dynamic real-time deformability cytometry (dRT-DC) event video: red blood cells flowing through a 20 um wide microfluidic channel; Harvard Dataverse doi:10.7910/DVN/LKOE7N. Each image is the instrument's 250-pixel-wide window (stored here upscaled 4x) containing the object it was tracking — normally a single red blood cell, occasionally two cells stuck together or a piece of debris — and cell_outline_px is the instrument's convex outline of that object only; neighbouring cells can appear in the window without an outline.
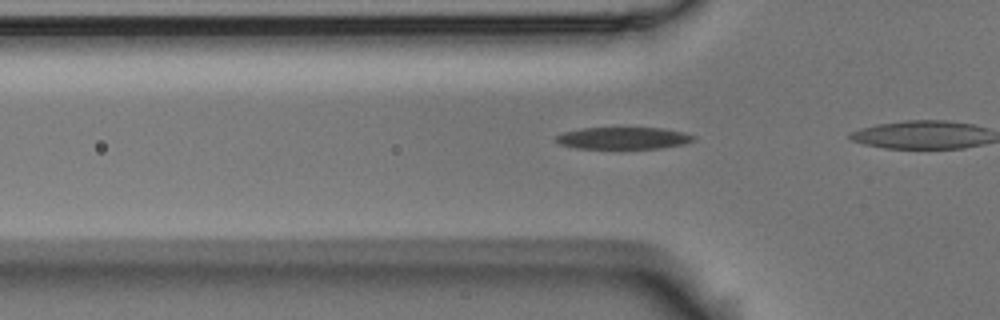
{"species": "Egyptian fruit bat (a non-hibernating species)", "species_latin": "Rousettus aegyptiacus", "temperature_condition": "room temperature", "stored_images_in_passage": 39, "camera_frame_rate_fps": 3000, "um_per_image_px": 0.085, "animal": {"sex": "male"}, "frame": {"image": 1, "passage_image": 14, "time_ms": 4.333, "image_size_px": [1000, 320], "cell_outline_px": [[696, 140], [684, 144], [660, 148], [576, 148], [560, 144], [556, 140], [556, 136], [564, 132], [580, 128], [664, 128], [684, 132], [696, 136]], "centroid_in_image_um": [53.03, 11.73], "position_along_channel_um": 72.8, "area_um2": 17.57}}
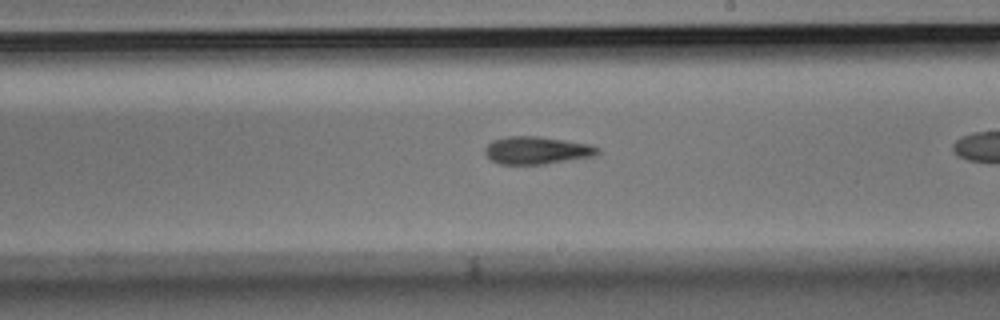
{"frame": {"image": 2, "passage_image": 28, "time_ms": 9.0, "image_size_px": [1000, 320], "cell_outline_px": [[600, 152], [592, 156], [544, 164], [500, 164], [492, 160], [484, 152], [484, 148], [492, 140], [508, 136], [536, 136], [564, 140], [588, 144], [600, 148]], "centroid_in_image_um": [45.6, 12.77], "position_along_channel_um": 243.4, "area_um2": 17.92}}
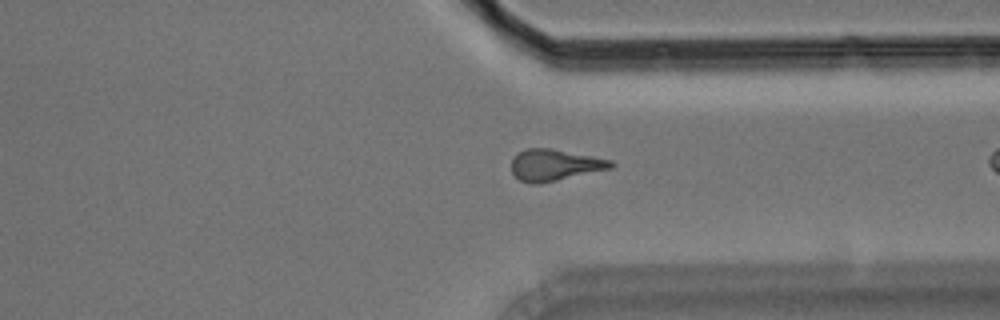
{"frame": {"image": 3, "passage_image": 38, "time_ms": 12.333, "image_size_px": [1000, 320], "cell_outline_px": [[616, 164], [612, 168], [540, 184], [532, 184], [520, 180], [512, 172], [512, 156], [524, 148], [552, 148], [612, 160]], "centroid_in_image_um": [47.14, 14.02], "position_along_channel_um": 364.3, "area_um2": 18.38}}